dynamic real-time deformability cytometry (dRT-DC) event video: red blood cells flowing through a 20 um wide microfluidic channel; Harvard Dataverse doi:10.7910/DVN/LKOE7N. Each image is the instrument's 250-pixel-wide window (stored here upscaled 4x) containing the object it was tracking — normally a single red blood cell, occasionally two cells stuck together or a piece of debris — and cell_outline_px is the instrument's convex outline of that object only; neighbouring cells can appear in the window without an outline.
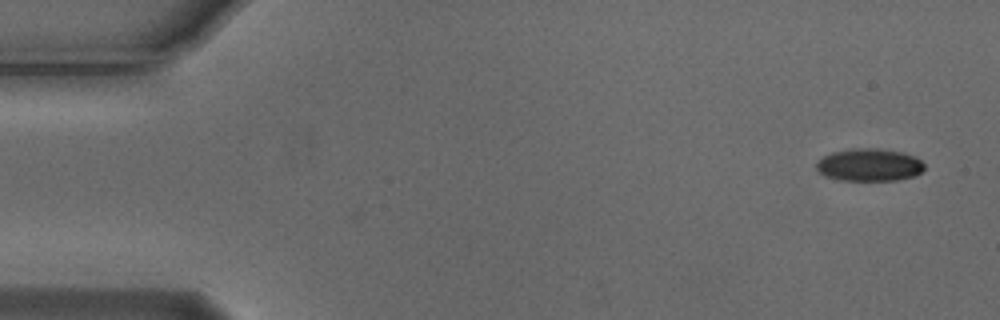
{"species": "Egyptian fruit bat (a non-hibernating species)", "species_latin": "Rousettus aegyptiacus", "temperature_condition": "cold", "stored_images_in_passage": 2, "camera_frame_rate_fps": 3000, "um_per_image_px": 0.085, "animal": {"sex": "male"}, "frame": {"image": 1, "passage_image": 2, "time_ms": 0.333, "image_size_px": [1000, 320], "cell_outline_px": [[924, 168], [916, 176], [896, 180], [840, 180], [824, 176], [816, 168], [816, 164], [824, 156], [832, 152], [852, 148], [876, 148], [904, 152], [916, 156], [924, 164]], "centroid_in_image_um": [73.91, 14.01], "position_along_channel_um": 11.1, "area_um2": 20.58}}